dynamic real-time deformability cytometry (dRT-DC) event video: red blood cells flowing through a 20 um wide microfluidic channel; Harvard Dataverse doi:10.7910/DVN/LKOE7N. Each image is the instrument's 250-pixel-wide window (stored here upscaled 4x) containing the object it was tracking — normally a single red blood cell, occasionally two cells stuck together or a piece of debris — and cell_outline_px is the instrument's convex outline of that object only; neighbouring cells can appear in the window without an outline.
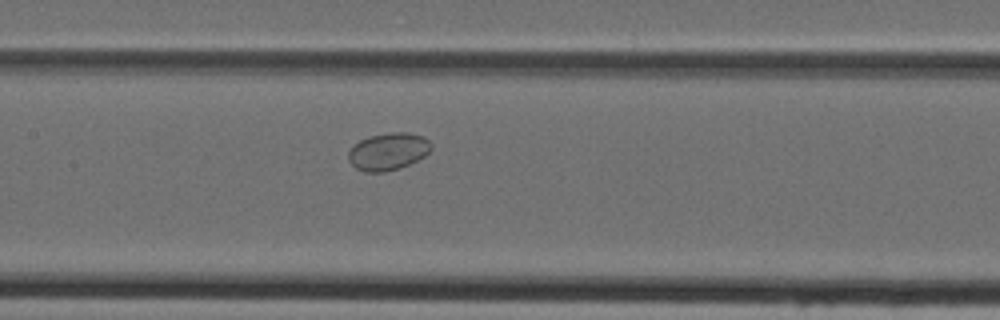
{"species": "Egyptian fruit bat (a non-hibernating species)", "species_latin": "Rousettus aegyptiacus", "temperature_condition": "cold", "stored_images_in_passage": 30, "camera_frame_rate_fps": 3000, "um_per_image_px": 0.085, "animal": {"sex": "female"}, "frame": {"image": 1, "passage_image": 13, "time_ms": 4.0, "image_size_px": [1000, 320], "cell_outline_px": [[432, 148], [424, 156], [400, 168], [384, 172], [364, 172], [356, 168], [348, 160], [348, 152], [360, 140], [372, 136], [392, 132], [408, 132], [424, 136], [432, 144]], "centroid_in_image_um": [33.01, 12.88], "position_along_channel_um": 174.4, "area_um2": 17.86}}
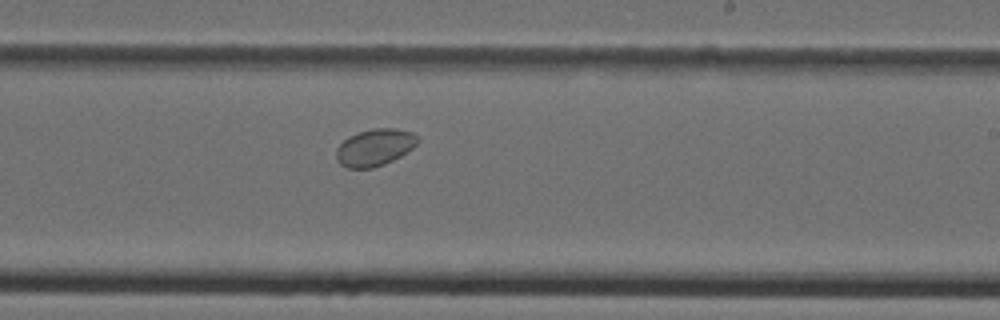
{"frame": {"image": 2, "passage_image": 19, "time_ms": 6.0, "image_size_px": [1000, 320], "cell_outline_px": [[420, 140], [412, 148], [400, 156], [384, 164], [372, 168], [348, 168], [340, 164], [336, 160], [336, 148], [348, 136], [360, 132], [376, 128], [396, 128], [412, 132], [420, 136]], "centroid_in_image_um": [31.86, 12.52], "position_along_channel_um": 257.1, "area_um2": 17.57}}
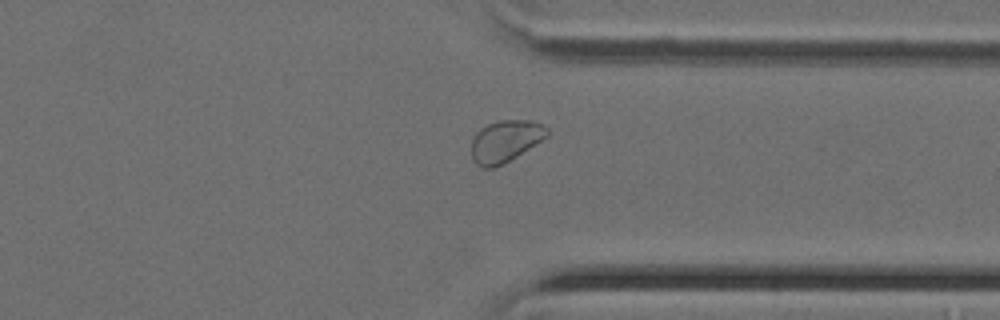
{"frame": {"image": 3, "passage_image": 27, "time_ms": 8.667, "image_size_px": [1000, 320], "cell_outline_px": [[548, 136], [504, 164], [492, 168], [480, 168], [472, 160], [472, 140], [476, 132], [480, 128], [488, 124], [500, 120], [532, 120], [544, 124], [548, 128]], "centroid_in_image_um": [42.95, 12.0], "position_along_channel_um": 368.4, "area_um2": 18.61}}